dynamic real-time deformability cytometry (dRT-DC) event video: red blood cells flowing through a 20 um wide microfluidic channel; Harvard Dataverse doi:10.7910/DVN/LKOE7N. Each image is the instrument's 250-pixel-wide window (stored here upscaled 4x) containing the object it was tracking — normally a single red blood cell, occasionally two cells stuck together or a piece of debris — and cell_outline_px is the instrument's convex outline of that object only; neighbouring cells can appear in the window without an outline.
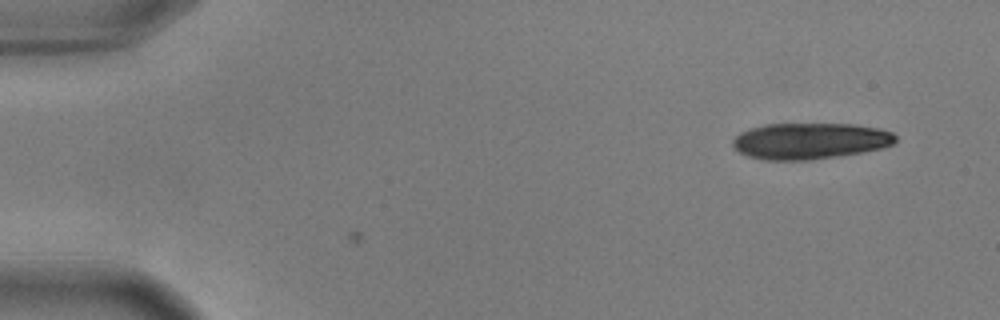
{"species": "common noctule bat (a hibernating species)", "species_latin": "Nyctalus noctula", "temperature_condition": "warm", "stored_images_in_passage": 6, "camera_frame_rate_fps": 3000, "um_per_image_px": 0.085, "animal": {"sex": "male", "body_mass_g": 17.9, "forearm_length_mm": 54.2}, "frame": {"image": 1, "passage_image": 6, "time_ms": 1.667, "image_size_px": [1000, 320], "cell_outline_px": [[896, 140], [892, 144], [884, 148], [812, 160], [764, 160], [748, 156], [740, 152], [732, 144], [732, 140], [740, 132], [764, 124], [852, 124], [880, 128], [892, 132], [896, 136]], "centroid_in_image_um": [68.85, 11.98], "position_along_channel_um": 16.1, "area_um2": 34.33}}